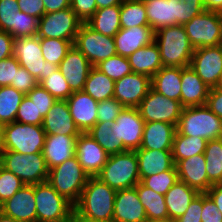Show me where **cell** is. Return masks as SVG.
I'll use <instances>...</instances> for the list:
<instances>
[{"mask_svg": "<svg viewBox=\"0 0 222 222\" xmlns=\"http://www.w3.org/2000/svg\"><path fill=\"white\" fill-rule=\"evenodd\" d=\"M116 190L97 177H90L74 205L73 219L112 220Z\"/></svg>", "mask_w": 222, "mask_h": 222, "instance_id": "6da1fadb", "label": "cell"}, {"mask_svg": "<svg viewBox=\"0 0 222 222\" xmlns=\"http://www.w3.org/2000/svg\"><path fill=\"white\" fill-rule=\"evenodd\" d=\"M157 38H161L159 42ZM154 41L159 47L163 67L190 66L194 48L183 25L160 28L154 33Z\"/></svg>", "mask_w": 222, "mask_h": 222, "instance_id": "7a4b0ae2", "label": "cell"}, {"mask_svg": "<svg viewBox=\"0 0 222 222\" xmlns=\"http://www.w3.org/2000/svg\"><path fill=\"white\" fill-rule=\"evenodd\" d=\"M96 177L116 191L135 187L140 182L135 150L109 155Z\"/></svg>", "mask_w": 222, "mask_h": 222, "instance_id": "3957f363", "label": "cell"}, {"mask_svg": "<svg viewBox=\"0 0 222 222\" xmlns=\"http://www.w3.org/2000/svg\"><path fill=\"white\" fill-rule=\"evenodd\" d=\"M176 130L179 134L207 141L222 138V119L206 105L183 107Z\"/></svg>", "mask_w": 222, "mask_h": 222, "instance_id": "277c9868", "label": "cell"}, {"mask_svg": "<svg viewBox=\"0 0 222 222\" xmlns=\"http://www.w3.org/2000/svg\"><path fill=\"white\" fill-rule=\"evenodd\" d=\"M90 176L83 170L76 155L51 168L47 182L63 197L75 205Z\"/></svg>", "mask_w": 222, "mask_h": 222, "instance_id": "5b68a950", "label": "cell"}, {"mask_svg": "<svg viewBox=\"0 0 222 222\" xmlns=\"http://www.w3.org/2000/svg\"><path fill=\"white\" fill-rule=\"evenodd\" d=\"M37 222H73L74 205L47 181L35 184Z\"/></svg>", "mask_w": 222, "mask_h": 222, "instance_id": "8992f818", "label": "cell"}, {"mask_svg": "<svg viewBox=\"0 0 222 222\" xmlns=\"http://www.w3.org/2000/svg\"><path fill=\"white\" fill-rule=\"evenodd\" d=\"M0 165L19 177L25 185L42 183L48 179L49 170L42 152L24 155L16 151H3Z\"/></svg>", "mask_w": 222, "mask_h": 222, "instance_id": "52a82bcc", "label": "cell"}, {"mask_svg": "<svg viewBox=\"0 0 222 222\" xmlns=\"http://www.w3.org/2000/svg\"><path fill=\"white\" fill-rule=\"evenodd\" d=\"M46 133L42 126L14 121L3 125V151L24 155L42 152Z\"/></svg>", "mask_w": 222, "mask_h": 222, "instance_id": "ba28073f", "label": "cell"}, {"mask_svg": "<svg viewBox=\"0 0 222 222\" xmlns=\"http://www.w3.org/2000/svg\"><path fill=\"white\" fill-rule=\"evenodd\" d=\"M42 55L38 36L14 38L13 56L38 84L58 69L57 65L45 61Z\"/></svg>", "mask_w": 222, "mask_h": 222, "instance_id": "9c48e42d", "label": "cell"}, {"mask_svg": "<svg viewBox=\"0 0 222 222\" xmlns=\"http://www.w3.org/2000/svg\"><path fill=\"white\" fill-rule=\"evenodd\" d=\"M183 26L194 49L222 44V13L205 10Z\"/></svg>", "mask_w": 222, "mask_h": 222, "instance_id": "30bf717a", "label": "cell"}, {"mask_svg": "<svg viewBox=\"0 0 222 222\" xmlns=\"http://www.w3.org/2000/svg\"><path fill=\"white\" fill-rule=\"evenodd\" d=\"M82 23L71 7L45 13L38 21L37 36L39 38L67 40L74 45Z\"/></svg>", "mask_w": 222, "mask_h": 222, "instance_id": "8fae6325", "label": "cell"}, {"mask_svg": "<svg viewBox=\"0 0 222 222\" xmlns=\"http://www.w3.org/2000/svg\"><path fill=\"white\" fill-rule=\"evenodd\" d=\"M74 46L92 66L117 54L114 38L95 31L87 23L81 24Z\"/></svg>", "mask_w": 222, "mask_h": 222, "instance_id": "7c38bea8", "label": "cell"}, {"mask_svg": "<svg viewBox=\"0 0 222 222\" xmlns=\"http://www.w3.org/2000/svg\"><path fill=\"white\" fill-rule=\"evenodd\" d=\"M137 109L145 122H165L177 126L183 106L180 101L169 99L150 88Z\"/></svg>", "mask_w": 222, "mask_h": 222, "instance_id": "4fadbf2b", "label": "cell"}, {"mask_svg": "<svg viewBox=\"0 0 222 222\" xmlns=\"http://www.w3.org/2000/svg\"><path fill=\"white\" fill-rule=\"evenodd\" d=\"M190 67L208 87H218L222 77V44L194 49Z\"/></svg>", "mask_w": 222, "mask_h": 222, "instance_id": "5bb4252c", "label": "cell"}, {"mask_svg": "<svg viewBox=\"0 0 222 222\" xmlns=\"http://www.w3.org/2000/svg\"><path fill=\"white\" fill-rule=\"evenodd\" d=\"M144 124L145 121L137 108L125 107L111 128L127 150H136L142 143Z\"/></svg>", "mask_w": 222, "mask_h": 222, "instance_id": "9a60e30c", "label": "cell"}, {"mask_svg": "<svg viewBox=\"0 0 222 222\" xmlns=\"http://www.w3.org/2000/svg\"><path fill=\"white\" fill-rule=\"evenodd\" d=\"M150 88V77L132 72L115 81L113 97L126 108H137Z\"/></svg>", "mask_w": 222, "mask_h": 222, "instance_id": "2e32d148", "label": "cell"}, {"mask_svg": "<svg viewBox=\"0 0 222 222\" xmlns=\"http://www.w3.org/2000/svg\"><path fill=\"white\" fill-rule=\"evenodd\" d=\"M75 155L90 177H96L109 158V154L88 133L77 137Z\"/></svg>", "mask_w": 222, "mask_h": 222, "instance_id": "e0dca14e", "label": "cell"}, {"mask_svg": "<svg viewBox=\"0 0 222 222\" xmlns=\"http://www.w3.org/2000/svg\"><path fill=\"white\" fill-rule=\"evenodd\" d=\"M0 212L20 222H37L35 184L24 185L1 204Z\"/></svg>", "mask_w": 222, "mask_h": 222, "instance_id": "ac0fdd59", "label": "cell"}, {"mask_svg": "<svg viewBox=\"0 0 222 222\" xmlns=\"http://www.w3.org/2000/svg\"><path fill=\"white\" fill-rule=\"evenodd\" d=\"M92 67L87 58L74 45L58 65L59 71L67 80L72 92L83 91Z\"/></svg>", "mask_w": 222, "mask_h": 222, "instance_id": "d6986e66", "label": "cell"}, {"mask_svg": "<svg viewBox=\"0 0 222 222\" xmlns=\"http://www.w3.org/2000/svg\"><path fill=\"white\" fill-rule=\"evenodd\" d=\"M175 168L179 180L185 182L189 187L195 188L199 193H206L213 186L208 180L204 154L177 161Z\"/></svg>", "mask_w": 222, "mask_h": 222, "instance_id": "ffe728a7", "label": "cell"}, {"mask_svg": "<svg viewBox=\"0 0 222 222\" xmlns=\"http://www.w3.org/2000/svg\"><path fill=\"white\" fill-rule=\"evenodd\" d=\"M114 222H147L146 211L135 187L116 191Z\"/></svg>", "mask_w": 222, "mask_h": 222, "instance_id": "44dd1931", "label": "cell"}, {"mask_svg": "<svg viewBox=\"0 0 222 222\" xmlns=\"http://www.w3.org/2000/svg\"><path fill=\"white\" fill-rule=\"evenodd\" d=\"M66 101L77 128L88 133L97 123L98 102L84 91L73 92Z\"/></svg>", "mask_w": 222, "mask_h": 222, "instance_id": "7402d4cb", "label": "cell"}, {"mask_svg": "<svg viewBox=\"0 0 222 222\" xmlns=\"http://www.w3.org/2000/svg\"><path fill=\"white\" fill-rule=\"evenodd\" d=\"M42 128L46 135L58 134L67 136H79L77 128L66 100H57L43 118Z\"/></svg>", "mask_w": 222, "mask_h": 222, "instance_id": "603a6c76", "label": "cell"}, {"mask_svg": "<svg viewBox=\"0 0 222 222\" xmlns=\"http://www.w3.org/2000/svg\"><path fill=\"white\" fill-rule=\"evenodd\" d=\"M154 31L150 26L121 28L113 37L118 55L129 57L136 50L154 41Z\"/></svg>", "mask_w": 222, "mask_h": 222, "instance_id": "cb8c5ba5", "label": "cell"}, {"mask_svg": "<svg viewBox=\"0 0 222 222\" xmlns=\"http://www.w3.org/2000/svg\"><path fill=\"white\" fill-rule=\"evenodd\" d=\"M77 137L58 134L46 135L42 153L48 170L75 155Z\"/></svg>", "mask_w": 222, "mask_h": 222, "instance_id": "d4e9b609", "label": "cell"}, {"mask_svg": "<svg viewBox=\"0 0 222 222\" xmlns=\"http://www.w3.org/2000/svg\"><path fill=\"white\" fill-rule=\"evenodd\" d=\"M181 105L183 107L206 105L210 87L190 67H182Z\"/></svg>", "mask_w": 222, "mask_h": 222, "instance_id": "484cf974", "label": "cell"}, {"mask_svg": "<svg viewBox=\"0 0 222 222\" xmlns=\"http://www.w3.org/2000/svg\"><path fill=\"white\" fill-rule=\"evenodd\" d=\"M176 125L165 122H145L139 149L172 150Z\"/></svg>", "mask_w": 222, "mask_h": 222, "instance_id": "4316f807", "label": "cell"}, {"mask_svg": "<svg viewBox=\"0 0 222 222\" xmlns=\"http://www.w3.org/2000/svg\"><path fill=\"white\" fill-rule=\"evenodd\" d=\"M140 180L170 170L175 164L172 150L136 149Z\"/></svg>", "mask_w": 222, "mask_h": 222, "instance_id": "83f0119b", "label": "cell"}, {"mask_svg": "<svg viewBox=\"0 0 222 222\" xmlns=\"http://www.w3.org/2000/svg\"><path fill=\"white\" fill-rule=\"evenodd\" d=\"M128 60L133 73L143 74L150 78L163 67L160 50L155 41L136 50L128 57Z\"/></svg>", "mask_w": 222, "mask_h": 222, "instance_id": "f1b7e54d", "label": "cell"}, {"mask_svg": "<svg viewBox=\"0 0 222 222\" xmlns=\"http://www.w3.org/2000/svg\"><path fill=\"white\" fill-rule=\"evenodd\" d=\"M182 67H162L152 78L151 88L165 97L181 103Z\"/></svg>", "mask_w": 222, "mask_h": 222, "instance_id": "f546056e", "label": "cell"}, {"mask_svg": "<svg viewBox=\"0 0 222 222\" xmlns=\"http://www.w3.org/2000/svg\"><path fill=\"white\" fill-rule=\"evenodd\" d=\"M198 193L195 188L189 187L185 182L180 180L176 182L164 195L168 217L174 220L181 217Z\"/></svg>", "mask_w": 222, "mask_h": 222, "instance_id": "4dcf8cb0", "label": "cell"}, {"mask_svg": "<svg viewBox=\"0 0 222 222\" xmlns=\"http://www.w3.org/2000/svg\"><path fill=\"white\" fill-rule=\"evenodd\" d=\"M120 12L121 5L97 9L86 23L95 31L114 37L121 29Z\"/></svg>", "mask_w": 222, "mask_h": 222, "instance_id": "1f68e13d", "label": "cell"}, {"mask_svg": "<svg viewBox=\"0 0 222 222\" xmlns=\"http://www.w3.org/2000/svg\"><path fill=\"white\" fill-rule=\"evenodd\" d=\"M115 81L93 66L88 74L83 91L97 102L113 98Z\"/></svg>", "mask_w": 222, "mask_h": 222, "instance_id": "d6a6232c", "label": "cell"}, {"mask_svg": "<svg viewBox=\"0 0 222 222\" xmlns=\"http://www.w3.org/2000/svg\"><path fill=\"white\" fill-rule=\"evenodd\" d=\"M140 202L143 204L148 221L168 217L165 196L147 188L141 182L135 186Z\"/></svg>", "mask_w": 222, "mask_h": 222, "instance_id": "836d02e7", "label": "cell"}, {"mask_svg": "<svg viewBox=\"0 0 222 222\" xmlns=\"http://www.w3.org/2000/svg\"><path fill=\"white\" fill-rule=\"evenodd\" d=\"M207 140L200 137H190L179 134L177 131L172 145V158L174 164L177 161L188 159L197 154H204Z\"/></svg>", "mask_w": 222, "mask_h": 222, "instance_id": "e575fe53", "label": "cell"}, {"mask_svg": "<svg viewBox=\"0 0 222 222\" xmlns=\"http://www.w3.org/2000/svg\"><path fill=\"white\" fill-rule=\"evenodd\" d=\"M114 122L96 123L88 134L109 154H118L127 151L123 143L117 139L115 132L112 131Z\"/></svg>", "mask_w": 222, "mask_h": 222, "instance_id": "d590c367", "label": "cell"}, {"mask_svg": "<svg viewBox=\"0 0 222 222\" xmlns=\"http://www.w3.org/2000/svg\"><path fill=\"white\" fill-rule=\"evenodd\" d=\"M25 94L11 86L0 87V124L15 121L17 111Z\"/></svg>", "mask_w": 222, "mask_h": 222, "instance_id": "8d00e7d4", "label": "cell"}, {"mask_svg": "<svg viewBox=\"0 0 222 222\" xmlns=\"http://www.w3.org/2000/svg\"><path fill=\"white\" fill-rule=\"evenodd\" d=\"M149 26L154 32L172 26V10L169 0H143Z\"/></svg>", "mask_w": 222, "mask_h": 222, "instance_id": "74e56055", "label": "cell"}, {"mask_svg": "<svg viewBox=\"0 0 222 222\" xmlns=\"http://www.w3.org/2000/svg\"><path fill=\"white\" fill-rule=\"evenodd\" d=\"M121 28L149 26L143 0H124L120 12Z\"/></svg>", "mask_w": 222, "mask_h": 222, "instance_id": "f35d334b", "label": "cell"}, {"mask_svg": "<svg viewBox=\"0 0 222 222\" xmlns=\"http://www.w3.org/2000/svg\"><path fill=\"white\" fill-rule=\"evenodd\" d=\"M204 156L208 180L218 184L222 177V138L207 141Z\"/></svg>", "mask_w": 222, "mask_h": 222, "instance_id": "ab89813d", "label": "cell"}, {"mask_svg": "<svg viewBox=\"0 0 222 222\" xmlns=\"http://www.w3.org/2000/svg\"><path fill=\"white\" fill-rule=\"evenodd\" d=\"M172 10V25H184L205 11L203 0H169Z\"/></svg>", "mask_w": 222, "mask_h": 222, "instance_id": "60d3db41", "label": "cell"}, {"mask_svg": "<svg viewBox=\"0 0 222 222\" xmlns=\"http://www.w3.org/2000/svg\"><path fill=\"white\" fill-rule=\"evenodd\" d=\"M42 49V57L51 64L59 65L66 56L68 50L72 47V43L67 40L56 38H39Z\"/></svg>", "mask_w": 222, "mask_h": 222, "instance_id": "b9f144b4", "label": "cell"}, {"mask_svg": "<svg viewBox=\"0 0 222 222\" xmlns=\"http://www.w3.org/2000/svg\"><path fill=\"white\" fill-rule=\"evenodd\" d=\"M102 73L106 74L113 81L132 73L128 57L114 55L110 58L101 61L95 66Z\"/></svg>", "mask_w": 222, "mask_h": 222, "instance_id": "7bdbcfd3", "label": "cell"}, {"mask_svg": "<svg viewBox=\"0 0 222 222\" xmlns=\"http://www.w3.org/2000/svg\"><path fill=\"white\" fill-rule=\"evenodd\" d=\"M178 181L179 177L175 165L170 170L144 177L140 180L144 186L162 195H165L166 192Z\"/></svg>", "mask_w": 222, "mask_h": 222, "instance_id": "ee69618b", "label": "cell"}, {"mask_svg": "<svg viewBox=\"0 0 222 222\" xmlns=\"http://www.w3.org/2000/svg\"><path fill=\"white\" fill-rule=\"evenodd\" d=\"M39 84L57 100H67L73 93L59 69L46 79H43Z\"/></svg>", "mask_w": 222, "mask_h": 222, "instance_id": "f6af8a7d", "label": "cell"}, {"mask_svg": "<svg viewBox=\"0 0 222 222\" xmlns=\"http://www.w3.org/2000/svg\"><path fill=\"white\" fill-rule=\"evenodd\" d=\"M24 185L19 177L0 165V204L10 199Z\"/></svg>", "mask_w": 222, "mask_h": 222, "instance_id": "bcb514c9", "label": "cell"}, {"mask_svg": "<svg viewBox=\"0 0 222 222\" xmlns=\"http://www.w3.org/2000/svg\"><path fill=\"white\" fill-rule=\"evenodd\" d=\"M39 19L25 12H16L14 19V38L37 36Z\"/></svg>", "mask_w": 222, "mask_h": 222, "instance_id": "7dc6e473", "label": "cell"}, {"mask_svg": "<svg viewBox=\"0 0 222 222\" xmlns=\"http://www.w3.org/2000/svg\"><path fill=\"white\" fill-rule=\"evenodd\" d=\"M20 11L17 0H0V30L14 37V19Z\"/></svg>", "mask_w": 222, "mask_h": 222, "instance_id": "c3c4849f", "label": "cell"}, {"mask_svg": "<svg viewBox=\"0 0 222 222\" xmlns=\"http://www.w3.org/2000/svg\"><path fill=\"white\" fill-rule=\"evenodd\" d=\"M27 97L35 104L38 109V114H40L43 118L48 113L50 108L57 102V99L40 84H37L27 94Z\"/></svg>", "mask_w": 222, "mask_h": 222, "instance_id": "681fc988", "label": "cell"}, {"mask_svg": "<svg viewBox=\"0 0 222 222\" xmlns=\"http://www.w3.org/2000/svg\"><path fill=\"white\" fill-rule=\"evenodd\" d=\"M15 121L23 124H33L42 126L43 117L38 114L35 104L25 95L20 103Z\"/></svg>", "mask_w": 222, "mask_h": 222, "instance_id": "f907efd6", "label": "cell"}, {"mask_svg": "<svg viewBox=\"0 0 222 222\" xmlns=\"http://www.w3.org/2000/svg\"><path fill=\"white\" fill-rule=\"evenodd\" d=\"M125 107L118 102L114 97L98 102L97 107V123L115 122L120 112Z\"/></svg>", "mask_w": 222, "mask_h": 222, "instance_id": "816d5d0a", "label": "cell"}, {"mask_svg": "<svg viewBox=\"0 0 222 222\" xmlns=\"http://www.w3.org/2000/svg\"><path fill=\"white\" fill-rule=\"evenodd\" d=\"M19 67L20 64L13 55L0 60V87L10 86L12 82H15L16 72Z\"/></svg>", "mask_w": 222, "mask_h": 222, "instance_id": "f5cc1de1", "label": "cell"}, {"mask_svg": "<svg viewBox=\"0 0 222 222\" xmlns=\"http://www.w3.org/2000/svg\"><path fill=\"white\" fill-rule=\"evenodd\" d=\"M70 7L83 23H86L97 10L96 0H70Z\"/></svg>", "mask_w": 222, "mask_h": 222, "instance_id": "db71d44e", "label": "cell"}, {"mask_svg": "<svg viewBox=\"0 0 222 222\" xmlns=\"http://www.w3.org/2000/svg\"><path fill=\"white\" fill-rule=\"evenodd\" d=\"M37 84V80L20 66L16 72L15 82H12L10 86L27 95Z\"/></svg>", "mask_w": 222, "mask_h": 222, "instance_id": "11a10c76", "label": "cell"}, {"mask_svg": "<svg viewBox=\"0 0 222 222\" xmlns=\"http://www.w3.org/2000/svg\"><path fill=\"white\" fill-rule=\"evenodd\" d=\"M203 193H198L191 201L186 212L176 222H202Z\"/></svg>", "mask_w": 222, "mask_h": 222, "instance_id": "9f6ffc18", "label": "cell"}, {"mask_svg": "<svg viewBox=\"0 0 222 222\" xmlns=\"http://www.w3.org/2000/svg\"><path fill=\"white\" fill-rule=\"evenodd\" d=\"M202 222H222V214L213 200L203 193V208L201 213Z\"/></svg>", "mask_w": 222, "mask_h": 222, "instance_id": "6f0895ef", "label": "cell"}, {"mask_svg": "<svg viewBox=\"0 0 222 222\" xmlns=\"http://www.w3.org/2000/svg\"><path fill=\"white\" fill-rule=\"evenodd\" d=\"M19 10L40 19L45 14L43 0H17Z\"/></svg>", "mask_w": 222, "mask_h": 222, "instance_id": "680465c9", "label": "cell"}, {"mask_svg": "<svg viewBox=\"0 0 222 222\" xmlns=\"http://www.w3.org/2000/svg\"><path fill=\"white\" fill-rule=\"evenodd\" d=\"M206 106L222 119V88H210Z\"/></svg>", "mask_w": 222, "mask_h": 222, "instance_id": "91938a15", "label": "cell"}, {"mask_svg": "<svg viewBox=\"0 0 222 222\" xmlns=\"http://www.w3.org/2000/svg\"><path fill=\"white\" fill-rule=\"evenodd\" d=\"M14 37L8 32L0 30V60L13 55Z\"/></svg>", "mask_w": 222, "mask_h": 222, "instance_id": "94428289", "label": "cell"}, {"mask_svg": "<svg viewBox=\"0 0 222 222\" xmlns=\"http://www.w3.org/2000/svg\"><path fill=\"white\" fill-rule=\"evenodd\" d=\"M45 13L56 12L70 7V0H43Z\"/></svg>", "mask_w": 222, "mask_h": 222, "instance_id": "6125c7cd", "label": "cell"}, {"mask_svg": "<svg viewBox=\"0 0 222 222\" xmlns=\"http://www.w3.org/2000/svg\"><path fill=\"white\" fill-rule=\"evenodd\" d=\"M206 194L213 200L219 212L222 214V185L214 184Z\"/></svg>", "mask_w": 222, "mask_h": 222, "instance_id": "be15d7a7", "label": "cell"}, {"mask_svg": "<svg viewBox=\"0 0 222 222\" xmlns=\"http://www.w3.org/2000/svg\"><path fill=\"white\" fill-rule=\"evenodd\" d=\"M205 9L222 13V0H203Z\"/></svg>", "mask_w": 222, "mask_h": 222, "instance_id": "e7e4bbea", "label": "cell"}, {"mask_svg": "<svg viewBox=\"0 0 222 222\" xmlns=\"http://www.w3.org/2000/svg\"><path fill=\"white\" fill-rule=\"evenodd\" d=\"M124 0H96L97 9L121 5Z\"/></svg>", "mask_w": 222, "mask_h": 222, "instance_id": "03108f58", "label": "cell"}, {"mask_svg": "<svg viewBox=\"0 0 222 222\" xmlns=\"http://www.w3.org/2000/svg\"><path fill=\"white\" fill-rule=\"evenodd\" d=\"M0 222H20L0 212Z\"/></svg>", "mask_w": 222, "mask_h": 222, "instance_id": "003e7915", "label": "cell"}, {"mask_svg": "<svg viewBox=\"0 0 222 222\" xmlns=\"http://www.w3.org/2000/svg\"><path fill=\"white\" fill-rule=\"evenodd\" d=\"M73 222H114L113 220L73 219Z\"/></svg>", "mask_w": 222, "mask_h": 222, "instance_id": "a7ac6f4b", "label": "cell"}, {"mask_svg": "<svg viewBox=\"0 0 222 222\" xmlns=\"http://www.w3.org/2000/svg\"><path fill=\"white\" fill-rule=\"evenodd\" d=\"M3 152V125L0 124V154Z\"/></svg>", "mask_w": 222, "mask_h": 222, "instance_id": "89a4df30", "label": "cell"}, {"mask_svg": "<svg viewBox=\"0 0 222 222\" xmlns=\"http://www.w3.org/2000/svg\"><path fill=\"white\" fill-rule=\"evenodd\" d=\"M147 222H176V220L167 217L164 219H156V220H151V221H147Z\"/></svg>", "mask_w": 222, "mask_h": 222, "instance_id": "2644e50d", "label": "cell"}, {"mask_svg": "<svg viewBox=\"0 0 222 222\" xmlns=\"http://www.w3.org/2000/svg\"><path fill=\"white\" fill-rule=\"evenodd\" d=\"M218 87L222 88V77H221V81H220Z\"/></svg>", "mask_w": 222, "mask_h": 222, "instance_id": "8c879c8a", "label": "cell"}]
</instances>
